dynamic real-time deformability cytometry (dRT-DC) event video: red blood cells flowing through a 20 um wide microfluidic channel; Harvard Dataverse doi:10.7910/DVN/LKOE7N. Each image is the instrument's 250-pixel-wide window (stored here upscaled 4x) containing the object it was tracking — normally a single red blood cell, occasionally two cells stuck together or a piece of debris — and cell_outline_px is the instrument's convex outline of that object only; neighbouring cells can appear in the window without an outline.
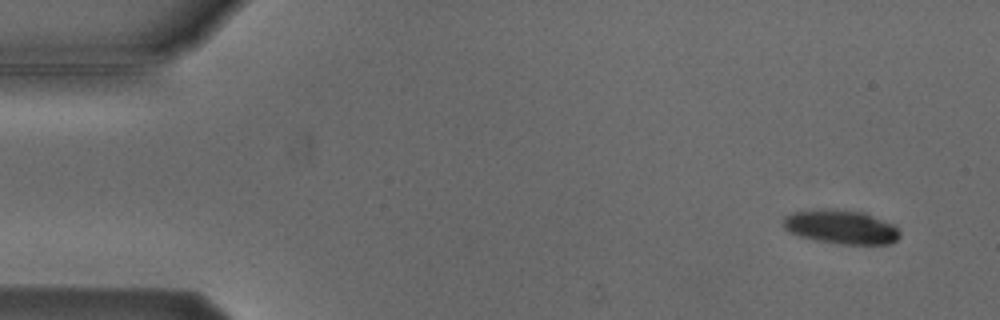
{"species": "Egyptian fruit bat (a non-hibernating species)", "species_latin": "Rousettus aegyptiacus", "temperature_condition": "cold", "stored_images_in_passage": 10, "camera_frame_rate_fps": 3000, "um_per_image_px": 0.085, "animal": {"sex": "male"}, "frame": {"image": 1, "passage_image": 1, "time_ms": 0.0, "image_size_px": [1000, 320], "cell_outline_px": [[900, 236], [896, 240], [888, 244], [840, 244], [816, 240], [800, 236], [788, 232], [784, 228], [784, 216], [792, 212], [824, 208], [836, 208], [864, 212], [896, 224], [900, 228]], "centroid_in_image_um": [71.52, 19.27], "position_along_channel_um": 13.5, "area_um2": 23.52}}